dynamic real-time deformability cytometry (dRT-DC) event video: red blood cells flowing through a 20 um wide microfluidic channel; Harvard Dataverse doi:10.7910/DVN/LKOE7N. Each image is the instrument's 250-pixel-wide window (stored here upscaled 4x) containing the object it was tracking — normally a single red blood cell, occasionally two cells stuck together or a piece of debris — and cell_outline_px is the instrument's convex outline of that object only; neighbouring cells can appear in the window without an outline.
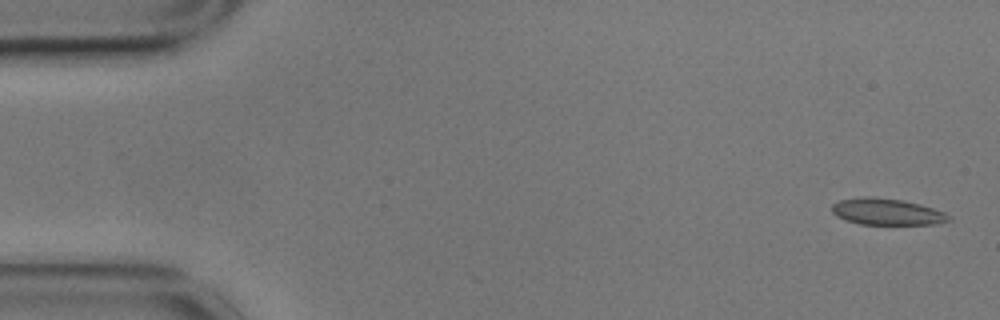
{"species": "common noctule bat (a hibernating species)", "species_latin": "Nyctalus noctula", "temperature_condition": "cold", "stored_images_in_passage": 5, "camera_frame_rate_fps": 3000, "um_per_image_px": 0.085, "animal": {"sex": "male", "body_mass_g": 17.9}, "frame": {"image": 1, "passage_image": 2, "time_ms": 0.333, "image_size_px": [1000, 320], "cell_outline_px": [[952, 220], [936, 224], [860, 224], [844, 220], [836, 216], [832, 212], [832, 204], [840, 200], [864, 196], [868, 196], [904, 200], [920, 204], [944, 212]], "centroid_in_image_um": [75.36, 17.99], "position_along_channel_um": 9.6, "area_um2": 18.03}}